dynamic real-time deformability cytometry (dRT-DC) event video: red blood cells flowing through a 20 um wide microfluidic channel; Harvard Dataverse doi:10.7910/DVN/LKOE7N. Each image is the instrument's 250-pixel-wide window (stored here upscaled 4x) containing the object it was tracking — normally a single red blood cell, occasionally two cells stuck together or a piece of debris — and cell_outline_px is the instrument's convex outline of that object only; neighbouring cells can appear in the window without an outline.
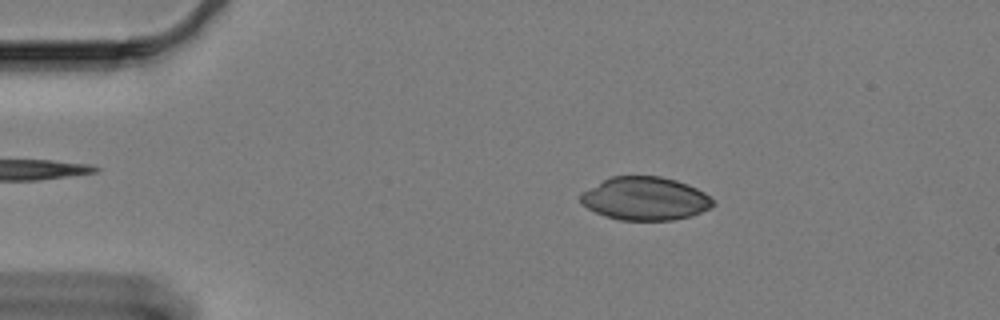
{"species": "Egyptian fruit bat (a non-hibernating species)", "species_latin": "Rousettus aegyptiacus", "temperature_condition": "cold", "stored_images_in_passage": 48, "camera_frame_rate_fps": 3000, "um_per_image_px": 0.085, "animal": {"sex": "female"}, "frame": {"image": 1, "passage_image": 7, "time_ms": 2.0, "image_size_px": [1000, 320], "cell_outline_px": [[716, 204], [692, 216], [672, 220], [620, 220], [604, 216], [588, 208], [580, 200], [580, 196], [584, 192], [604, 180], [612, 176], [660, 176], [676, 180], [688, 184], [704, 192]], "centroid_in_image_um": [54.86, 16.89], "position_along_channel_um": 30.1, "area_um2": 33.0}}
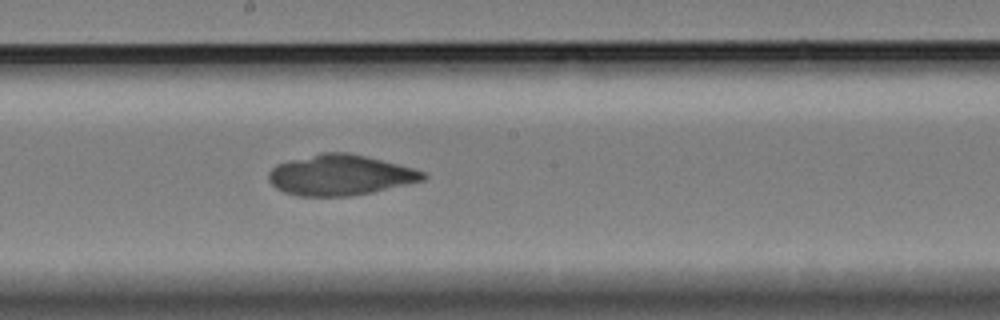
{"frame": {"image": 2, "passage_image": 29, "time_ms": 9.333, "image_size_px": [1000, 320], "cell_outline_px": [[428, 176], [424, 180], [372, 192], [352, 196], [296, 196], [284, 192], [276, 188], [268, 180], [268, 172], [276, 164], [288, 160], [320, 152], [348, 152], [412, 168], [424, 172]], "centroid_in_image_um": [28.86, 14.88], "position_along_channel_um": 219.3, "area_um2": 36.47}}
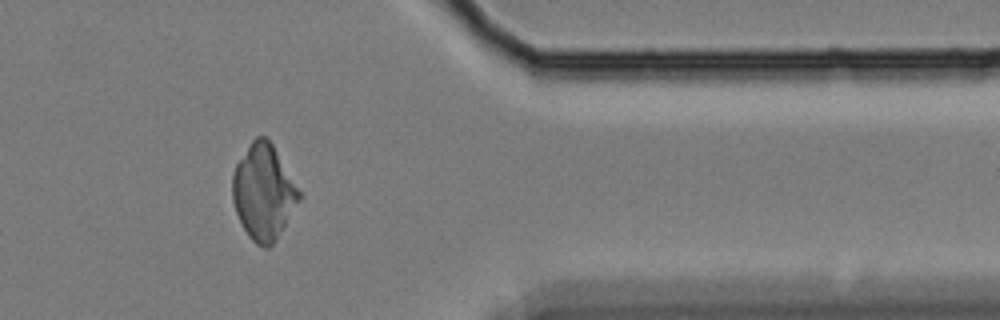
{"frame": {"image": 3, "passage_image": 46, "time_ms": 15.0, "image_size_px": [1000, 320], "cell_outline_px": [[300, 200], [280, 232], [272, 244], [268, 248], [264, 248], [256, 244], [248, 236], [236, 212], [232, 200], [232, 176], [236, 164], [252, 140], [256, 136], [264, 136], [272, 144], [300, 192]], "centroid_in_image_um": [22.37, 16.33], "position_along_channel_um": 389.0, "area_um2": 36.3}}